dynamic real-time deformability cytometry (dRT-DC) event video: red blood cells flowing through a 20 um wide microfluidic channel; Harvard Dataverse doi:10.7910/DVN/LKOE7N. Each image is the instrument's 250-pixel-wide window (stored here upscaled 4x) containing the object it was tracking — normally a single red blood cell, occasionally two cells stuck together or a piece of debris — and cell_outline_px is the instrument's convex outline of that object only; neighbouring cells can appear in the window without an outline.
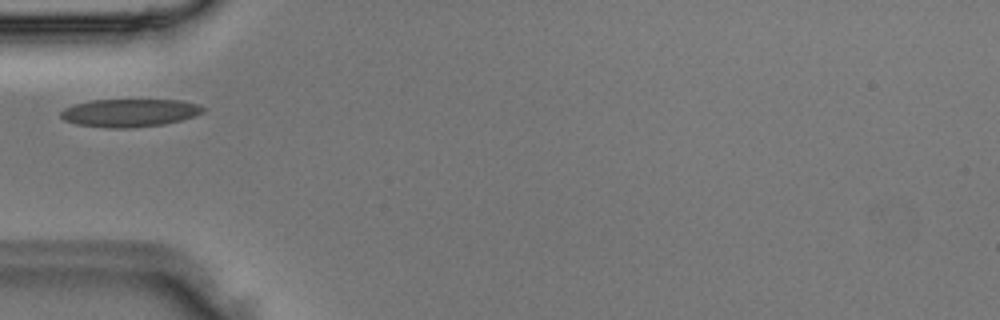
{"species": "Egyptian fruit bat (a non-hibernating species)", "species_latin": "Rousettus aegyptiacus", "temperature_condition": "room temperature", "stored_images_in_passage": 1, "camera_frame_rate_fps": 3000, "um_per_image_px": 0.085, "animal": {"sex": "male"}, "frame": {"image": 1, "passage_image": 1, "time_ms": 0.0, "image_size_px": [1000, 320], "cell_outline_px": [[208, 108], [204, 112], [196, 116], [164, 124], [128, 128], [108, 128], [76, 124], [64, 120], [60, 116], [60, 112], [64, 108], [76, 104], [92, 100], [180, 100], [200, 104]], "centroid_in_image_um": [11.07, 9.59], "position_along_channel_um": 73.9, "area_um2": 23.29}}